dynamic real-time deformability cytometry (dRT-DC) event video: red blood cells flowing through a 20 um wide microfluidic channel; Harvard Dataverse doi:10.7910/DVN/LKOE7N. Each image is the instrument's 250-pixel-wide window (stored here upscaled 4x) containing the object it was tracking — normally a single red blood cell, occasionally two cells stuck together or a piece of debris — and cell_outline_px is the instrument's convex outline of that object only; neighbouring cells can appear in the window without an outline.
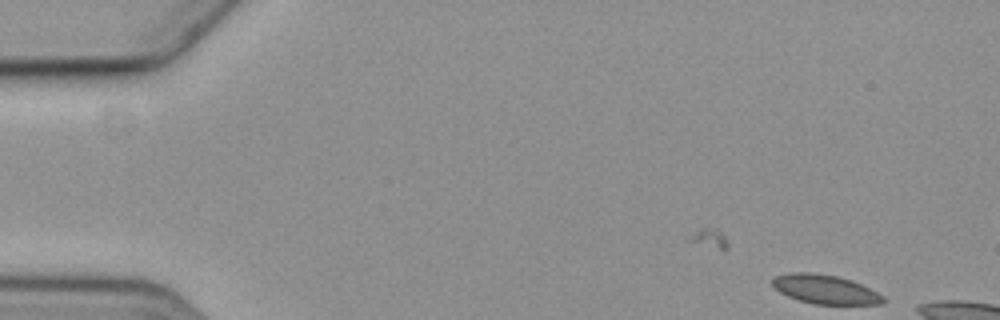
{"species": "common noctule bat (a hibernating species)", "species_latin": "Nyctalus noctula", "temperature_condition": "cold", "stored_images_in_passage": 4, "camera_frame_rate_fps": 3000, "um_per_image_px": 0.085, "animal": {"sex": "female", "body_mass_g": 19.3, "forearm_length_mm": 54.1}, "frame": {"image": 1, "passage_image": 1, "time_ms": 0.0, "image_size_px": [1000, 320], "cell_outline_px": [[888, 300], [884, 304], [812, 304], [788, 296], [780, 292], [772, 284], [772, 280], [776, 276], [788, 272], [812, 272], [836, 276], [852, 280], [884, 296]], "centroid_in_image_um": [70.16, 24.59], "position_along_channel_um": 14.8, "area_um2": 18.73}}